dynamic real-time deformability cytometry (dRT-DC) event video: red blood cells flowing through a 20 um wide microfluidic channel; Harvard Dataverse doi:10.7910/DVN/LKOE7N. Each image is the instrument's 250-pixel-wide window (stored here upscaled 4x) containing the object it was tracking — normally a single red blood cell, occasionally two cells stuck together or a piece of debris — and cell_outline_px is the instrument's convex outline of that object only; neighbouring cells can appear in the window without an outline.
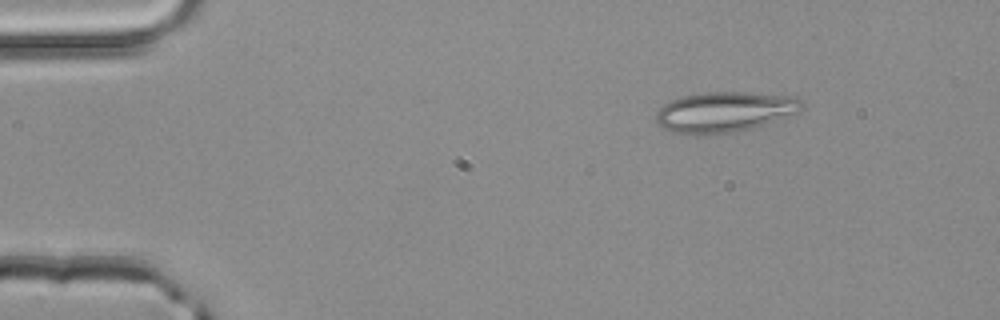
{"species": "common noctule bat (a hibernating species)", "species_latin": "Nyctalus noctula", "temperature_condition": "room temperature", "stored_images_in_passage": 2, "camera_frame_rate_fps": 3000, "um_per_image_px": 0.085, "animal": {"sex": "male", "body_mass_g": 20.4}, "frame": {"image": 1, "passage_image": 1, "time_ms": 0.0, "image_size_px": [1000, 320], "cell_outline_px": [[804, 108], [800, 112], [752, 128], [736, 132], [696, 136], [668, 132], [656, 124], [656, 112], [664, 104], [672, 100], [684, 96], [700, 92], [748, 92], [796, 96], [804, 104]], "centroid_in_image_um": [61.57, 9.53], "position_along_channel_um": 23.4, "area_um2": 34.97}}